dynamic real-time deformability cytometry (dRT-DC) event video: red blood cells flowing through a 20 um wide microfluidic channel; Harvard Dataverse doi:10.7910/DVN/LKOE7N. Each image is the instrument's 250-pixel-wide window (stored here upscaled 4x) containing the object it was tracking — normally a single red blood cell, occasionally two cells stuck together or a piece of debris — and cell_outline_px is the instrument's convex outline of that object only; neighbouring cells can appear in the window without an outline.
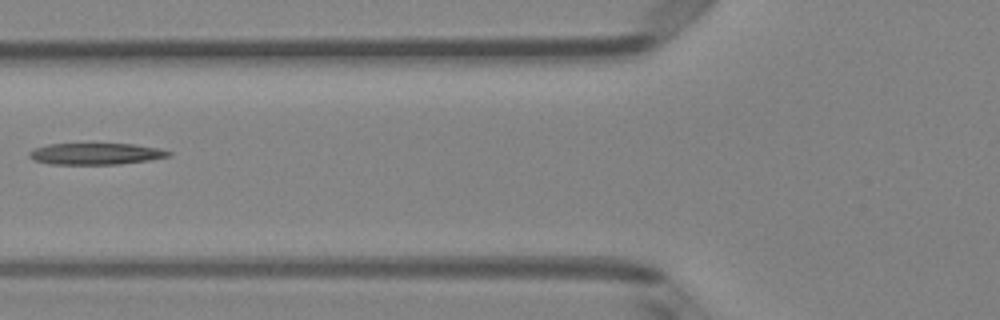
{"species": "Egyptian fruit bat (a non-hibernating species)", "species_latin": "Rousettus aegyptiacus", "temperature_condition": "room temperature", "stored_images_in_passage": 5, "camera_frame_rate_fps": 3000, "um_per_image_px": 0.085, "animal": {"sex": "female"}, "frame": {"image": 1, "passage_image": 5, "time_ms": 1.333, "image_size_px": [1000, 320], "cell_outline_px": [[172, 156], [148, 160], [120, 164], [48, 164], [36, 160], [28, 156], [28, 152], [36, 148], [48, 144], [132, 144], [160, 148], [172, 152]], "centroid_in_image_um": [8.18, 13.07], "position_along_channel_um": 117.6, "area_um2": 17.4}}